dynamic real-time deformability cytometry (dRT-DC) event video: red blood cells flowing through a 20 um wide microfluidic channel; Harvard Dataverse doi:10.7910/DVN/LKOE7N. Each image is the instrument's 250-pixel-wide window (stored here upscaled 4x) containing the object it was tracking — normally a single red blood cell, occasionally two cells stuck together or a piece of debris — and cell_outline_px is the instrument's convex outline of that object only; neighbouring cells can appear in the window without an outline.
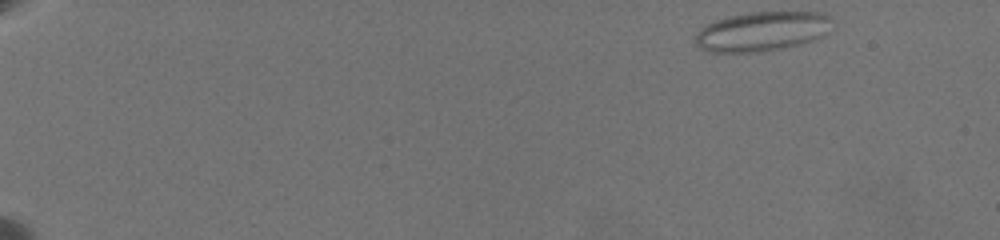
{"species": "common noctule bat (a hibernating species)", "species_latin": "Nyctalus noctula", "temperature_condition": "warm", "stored_images_in_passage": 49, "camera_frame_rate_fps": 3000, "um_per_image_px": 0.085, "animal": {"sex": "female", "body_mass_g": 19.5, "forearm_length_mm": 54.1}, "frame": {"image": 1, "passage_image": 1, "time_ms": 0.0, "image_size_px": [1000, 240], "cell_outline_px": [[832, 20], [828, 32], [824, 36], [816, 40], [780, 48], [756, 52], [712, 52], [700, 48], [696, 44], [696, 36], [700, 28], [716, 20], [728, 16], [748, 12], [824, 12]], "centroid_in_image_um": [64.8, 2.66], "position_along_channel_um": 20.2, "area_um2": 31.44}}
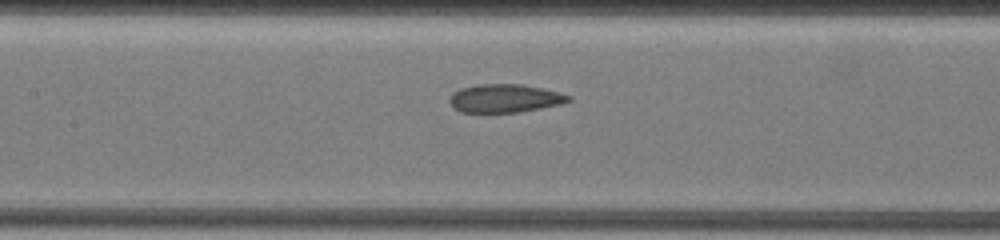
{"frame": {"image": 2, "passage_image": 24, "time_ms": 8.667, "image_size_px": [1000, 240], "cell_outline_px": [[572, 100], [560, 104], [520, 112], [460, 112], [452, 108], [448, 100], [452, 92], [460, 88], [476, 84], [520, 84], [560, 92], [572, 96]], "centroid_in_image_um": [42.87, 8.35], "position_along_channel_um": 164.5, "area_um2": 19.77}}
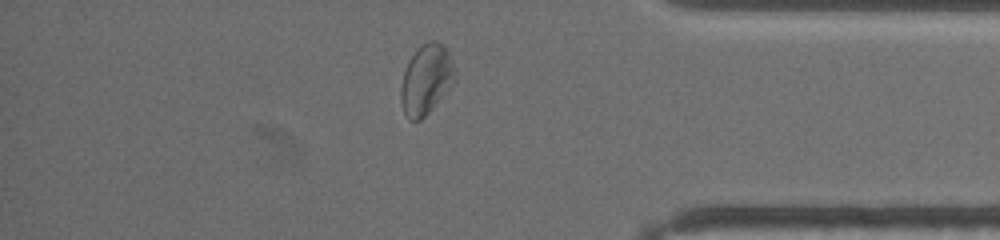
{"frame": {"image": 3, "passage_image": 43, "time_ms": 15.667, "image_size_px": [1000, 240], "cell_outline_px": [[456, 76], [452, 84], [432, 108], [420, 120], [408, 120], [404, 112], [400, 100], [400, 88], [404, 72], [408, 60], [428, 40], [436, 40], [448, 52], [456, 72]], "centroid_in_image_um": [36.2, 6.77], "position_along_channel_um": 399.0, "area_um2": 21.56}, "authors_computed_cell_mechanics": {"area_um2": 21.4438, "velocity_mm_per_s": 3.5648, "shape_relaxation_time_tau1_ms": 7.8265, "shape_relaxation_time_tau2_ms": 1.6141, "deformation_change_tau1": 0.1632, "deformation_change_tau2": 0.0757}}